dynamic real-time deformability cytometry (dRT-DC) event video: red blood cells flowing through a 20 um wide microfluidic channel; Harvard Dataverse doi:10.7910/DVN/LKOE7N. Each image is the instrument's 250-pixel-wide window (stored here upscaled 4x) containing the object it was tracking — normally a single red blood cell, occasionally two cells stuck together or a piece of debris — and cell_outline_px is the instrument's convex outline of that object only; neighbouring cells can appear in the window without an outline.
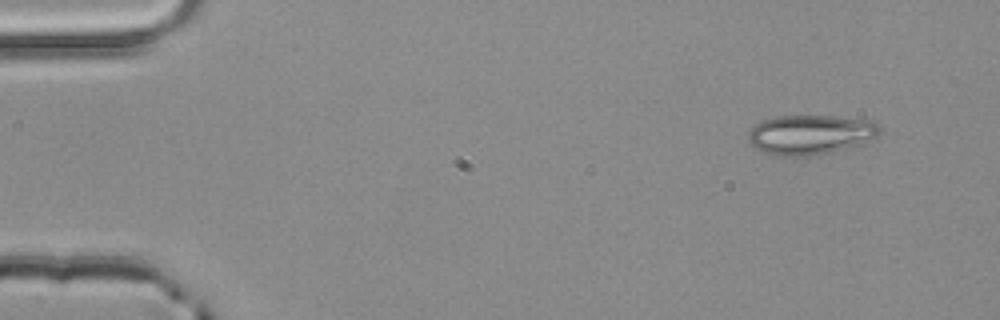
{"species": "common noctule bat (a hibernating species)", "species_latin": "Nyctalus noctula", "temperature_condition": "room temperature", "stored_images_in_passage": 3, "camera_frame_rate_fps": 3000, "um_per_image_px": 0.085, "animal": {"sex": "male", "body_mass_g": 20.4}, "frame": {"image": 1, "passage_image": 1, "time_ms": 0.0, "image_size_px": [1000, 320], "cell_outline_px": [[880, 132], [876, 136], [860, 144], [832, 152], [808, 156], [780, 156], [764, 152], [756, 148], [748, 140], [748, 132], [760, 120], [776, 116], [832, 116], [872, 120], [880, 128]], "centroid_in_image_um": [68.86, 11.44], "position_along_channel_um": 16.1, "area_um2": 30.29}}